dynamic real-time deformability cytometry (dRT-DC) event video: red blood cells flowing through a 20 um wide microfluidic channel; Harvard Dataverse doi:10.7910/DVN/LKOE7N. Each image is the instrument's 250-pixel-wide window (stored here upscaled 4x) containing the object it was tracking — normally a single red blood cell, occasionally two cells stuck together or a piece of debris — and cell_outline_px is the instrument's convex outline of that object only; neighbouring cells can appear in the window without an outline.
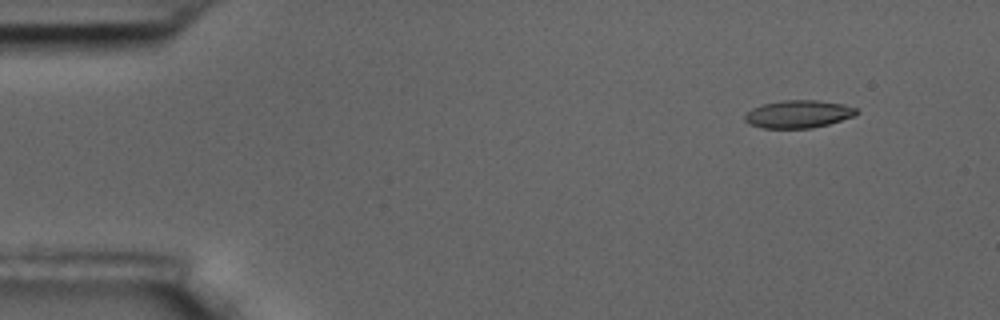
{"species": "common noctule bat (a hibernating species)", "species_latin": "Nyctalus noctula", "temperature_condition": "room temperature", "stored_images_in_passage": 5, "camera_frame_rate_fps": 3000, "um_per_image_px": 0.085, "animal": {"sex": "male", "body_mass_g": 17.5, "forearm_length_mm": 52.3}, "frame": {"image": 1, "passage_image": 2, "time_ms": 0.333, "image_size_px": [1000, 320], "cell_outline_px": [[860, 112], [856, 116], [828, 124], [812, 128], [764, 128], [748, 124], [744, 120], [744, 116], [752, 108], [760, 104], [784, 100], [816, 100], [844, 104], [856, 108]], "centroid_in_image_um": [67.87, 9.69], "position_along_channel_um": 17.1, "area_um2": 18.21}}
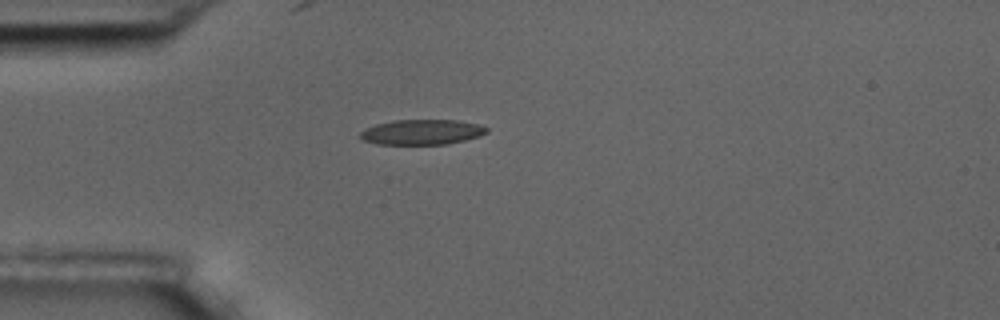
{"frame": {"image": 2, "passage_image": 5, "time_ms": 1.333, "image_size_px": [1000, 320], "cell_outline_px": [[488, 132], [480, 136], [448, 144], [376, 144], [364, 140], [360, 136], [360, 132], [376, 124], [392, 120], [460, 120], [476, 124], [488, 128]], "centroid_in_image_um": [35.88, 11.22], "position_along_channel_um": 49.1, "area_um2": 18.44}}